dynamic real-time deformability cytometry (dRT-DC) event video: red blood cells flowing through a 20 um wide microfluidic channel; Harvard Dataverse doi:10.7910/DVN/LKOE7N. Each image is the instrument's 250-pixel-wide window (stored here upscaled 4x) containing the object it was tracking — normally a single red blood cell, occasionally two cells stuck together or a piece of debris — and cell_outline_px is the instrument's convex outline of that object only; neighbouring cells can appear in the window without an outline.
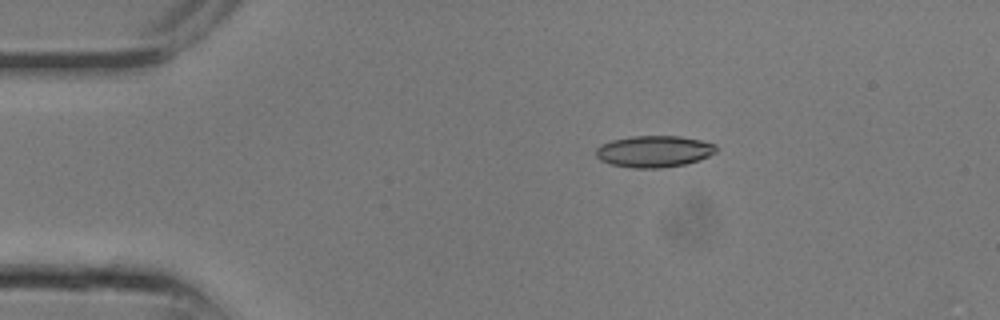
{"species": "common noctule bat (a hibernating species)", "species_latin": "Nyctalus noctula", "temperature_condition": "room temperature", "stored_images_in_passage": 8, "camera_frame_rate_fps": 3000, "um_per_image_px": 0.085, "animal": {"sex": "male", "body_mass_g": 13.3}, "frame": {"image": 1, "passage_image": 5, "time_ms": 1.333, "image_size_px": [1000, 320], "cell_outline_px": [[716, 152], [700, 160], [684, 164], [660, 168], [632, 168], [612, 164], [600, 160], [596, 156], [596, 148], [600, 144], [612, 140], [632, 136], [680, 136], [700, 140], [716, 144]], "centroid_in_image_um": [55.59, 12.86], "position_along_channel_um": 29.4, "area_um2": 22.14}}